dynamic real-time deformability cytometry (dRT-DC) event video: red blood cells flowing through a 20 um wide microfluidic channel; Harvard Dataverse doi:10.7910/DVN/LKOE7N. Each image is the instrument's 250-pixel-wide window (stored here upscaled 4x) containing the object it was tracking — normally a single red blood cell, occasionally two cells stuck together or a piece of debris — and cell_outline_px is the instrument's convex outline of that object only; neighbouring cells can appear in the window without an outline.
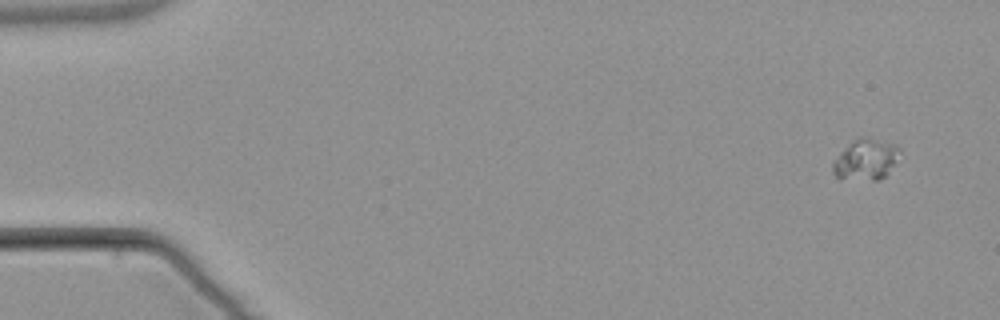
{"species": "common noctule bat (a hibernating species)", "species_latin": "Nyctalus noctula", "temperature_condition": "warm", "stored_images_in_passage": 6, "camera_frame_rate_fps": 3000, "um_per_image_px": 0.085, "animal": {"sex": "male", "body_mass_g": 21.5, "forearm_length_mm": 52.0}, "frame": {"image": 1, "passage_image": 1, "time_ms": 0.0, "image_size_px": [1000, 320], "cell_outline_px": [[900, 152], [888, 172], [880, 180], [840, 180], [832, 172], [832, 160], [852, 140], [860, 136], [864, 136], [896, 144], [900, 148]], "centroid_in_image_um": [73.53, 13.56], "position_along_channel_um": 11.5, "area_um2": 16.24}}
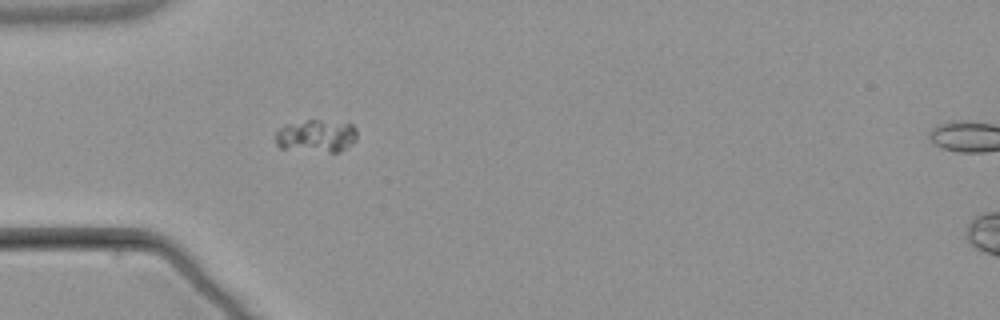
{"frame": {"image": 2, "passage_image": 5, "time_ms": 4.667, "image_size_px": [1000, 320], "cell_outline_px": [[356, 140], [340, 152], [328, 152], [280, 148], [276, 144], [276, 132], [280, 128], [288, 124], [308, 120], [320, 120], [352, 124], [356, 128]], "centroid_in_image_um": [26.9, 11.56], "position_along_channel_um": 58.1, "area_um2": 15.37}}